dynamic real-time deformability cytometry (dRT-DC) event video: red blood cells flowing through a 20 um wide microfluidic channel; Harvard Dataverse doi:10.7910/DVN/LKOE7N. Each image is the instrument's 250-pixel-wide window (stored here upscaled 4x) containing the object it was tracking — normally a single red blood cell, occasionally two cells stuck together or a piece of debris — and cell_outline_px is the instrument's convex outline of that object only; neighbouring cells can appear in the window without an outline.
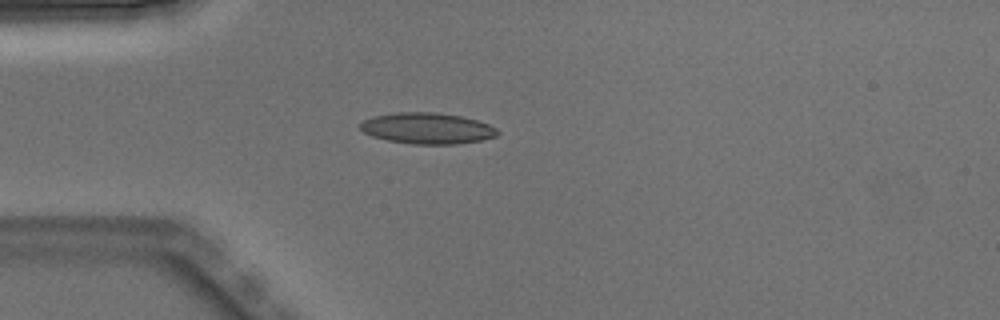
{"species": "Egyptian fruit bat (a non-hibernating species)", "species_latin": "Rousettus aegyptiacus", "temperature_condition": "warm", "stored_images_in_passage": 2, "camera_frame_rate_fps": 3000, "um_per_image_px": 0.085, "animal": {"sex": "male"}, "frame": {"image": 1, "passage_image": 2, "time_ms": 0.333, "image_size_px": [1000, 320], "cell_outline_px": [[500, 132], [496, 136], [480, 140], [456, 144], [412, 144], [388, 140], [372, 136], [364, 132], [360, 128], [360, 124], [364, 120], [372, 116], [396, 112], [432, 112], [460, 116], [476, 120], [488, 124], [496, 128]], "centroid_in_image_um": [36.3, 10.9], "position_along_channel_um": 48.7, "area_um2": 24.74}}